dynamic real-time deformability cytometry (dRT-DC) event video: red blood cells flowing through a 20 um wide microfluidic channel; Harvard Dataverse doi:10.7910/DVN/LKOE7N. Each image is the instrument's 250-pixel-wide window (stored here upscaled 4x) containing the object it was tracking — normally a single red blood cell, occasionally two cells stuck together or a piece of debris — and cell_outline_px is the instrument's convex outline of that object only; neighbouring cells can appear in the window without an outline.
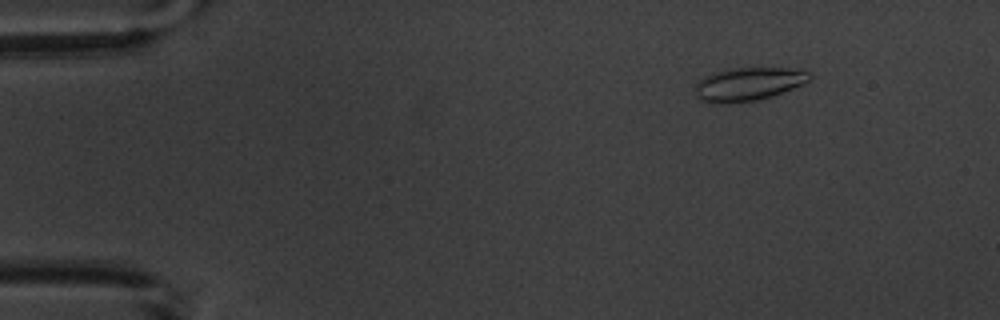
{"species": "common noctule bat (a hibernating species)", "species_latin": "Nyctalus noctula", "temperature_condition": "warm", "stored_images_in_passage": 6, "camera_frame_rate_fps": 3000, "um_per_image_px": 0.085, "animal": {"sex": "male", "body_mass_g": 20.1, "forearm_length_mm": 53.5}, "frame": {"image": 1, "passage_image": 3, "time_ms": 2.333, "image_size_px": [1000, 320], "cell_outline_px": [[812, 76], [804, 84], [772, 96], [756, 100], [720, 104], [704, 100], [696, 96], [696, 84], [704, 76], [712, 72], [736, 68], [788, 68], [808, 72]], "centroid_in_image_um": [63.61, 7.14], "position_along_channel_um": 21.4, "area_um2": 21.91}}
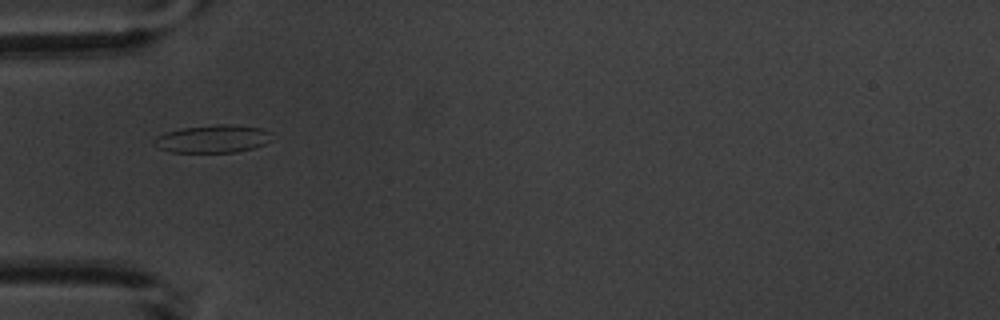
{"frame": {"image": 2, "passage_image": 6, "time_ms": 6.0, "image_size_px": [1000, 320], "cell_outline_px": [[272, 140], [264, 144], [252, 148], [236, 152], [172, 152], [156, 148], [152, 144], [152, 140], [156, 136], [164, 132], [184, 128], [216, 124], [228, 124], [260, 128], [272, 132]], "centroid_in_image_um": [18.05, 11.8], "position_along_channel_um": 66.9, "area_um2": 19.25}}